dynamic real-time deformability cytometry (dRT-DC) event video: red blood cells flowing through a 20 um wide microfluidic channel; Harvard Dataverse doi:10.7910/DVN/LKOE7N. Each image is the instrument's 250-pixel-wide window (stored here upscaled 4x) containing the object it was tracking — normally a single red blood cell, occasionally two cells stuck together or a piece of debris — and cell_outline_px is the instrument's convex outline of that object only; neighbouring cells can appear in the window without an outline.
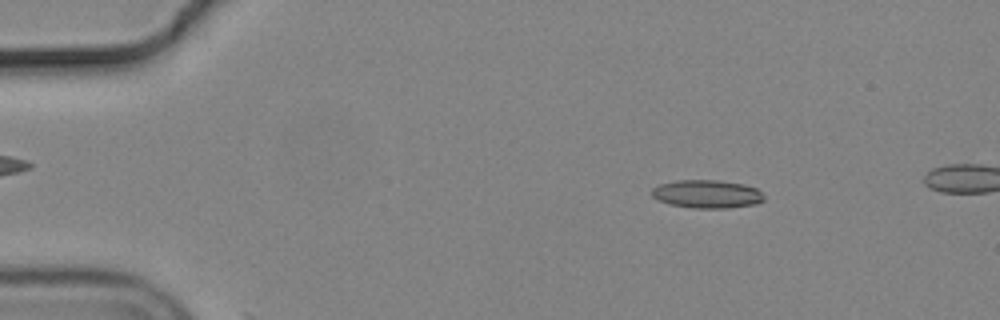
{"species": "common noctule bat (a hibernating species)", "species_latin": "Nyctalus noctula", "temperature_condition": "cold", "stored_images_in_passage": 16, "camera_frame_rate_fps": 3000, "um_per_image_px": 0.085, "animal": {"sex": "male", "body_mass_g": 19.2, "forearm_length_mm": 51.8}, "frame": {"image": 1, "passage_image": 7, "time_ms": 2.0, "image_size_px": [1000, 320], "cell_outline_px": [[764, 200], [756, 204], [724, 208], [692, 208], [668, 204], [652, 196], [652, 188], [660, 184], [676, 180], [716, 180], [744, 184], [756, 188], [764, 196]], "centroid_in_image_um": [60.09, 16.49], "position_along_channel_um": 24.9, "area_um2": 18.38}}